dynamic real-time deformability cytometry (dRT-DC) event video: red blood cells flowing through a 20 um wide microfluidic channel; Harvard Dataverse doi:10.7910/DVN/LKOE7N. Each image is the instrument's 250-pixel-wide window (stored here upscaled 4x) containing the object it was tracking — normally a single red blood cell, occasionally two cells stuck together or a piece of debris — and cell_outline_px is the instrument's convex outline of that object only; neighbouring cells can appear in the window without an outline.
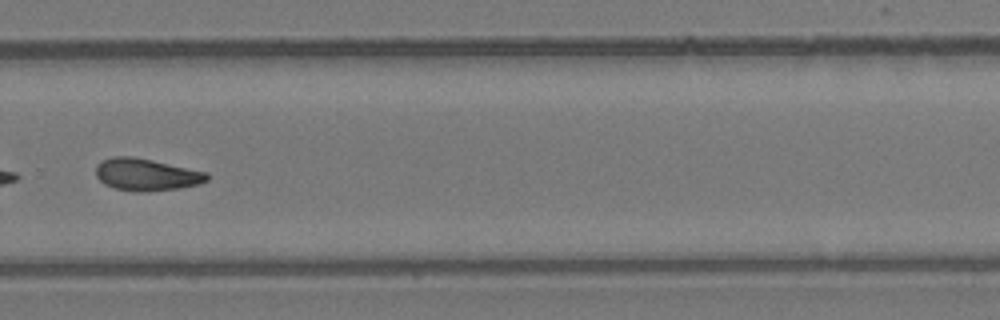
{"species": "common noctule bat (a hibernating species)", "species_latin": "Nyctalus noctula", "temperature_condition": "room temperature", "stored_images_in_passage": 42, "camera_frame_rate_fps": 3000, "um_per_image_px": 0.085, "animal": {"sex": "female", "body_mass_g": 24.6, "forearm_length_mm": 56.2}, "frame": {"image": 1, "passage_image": 30, "time_ms": 9.667, "image_size_px": [1000, 320], "cell_outline_px": [[208, 180], [200, 184], [180, 188], [140, 192], [136, 192], [116, 188], [104, 184], [96, 176], [96, 164], [112, 156], [132, 156], [152, 160], [208, 172]], "centroid_in_image_um": [12.45, 14.84], "position_along_channel_um": 317.4, "area_um2": 20.81}}